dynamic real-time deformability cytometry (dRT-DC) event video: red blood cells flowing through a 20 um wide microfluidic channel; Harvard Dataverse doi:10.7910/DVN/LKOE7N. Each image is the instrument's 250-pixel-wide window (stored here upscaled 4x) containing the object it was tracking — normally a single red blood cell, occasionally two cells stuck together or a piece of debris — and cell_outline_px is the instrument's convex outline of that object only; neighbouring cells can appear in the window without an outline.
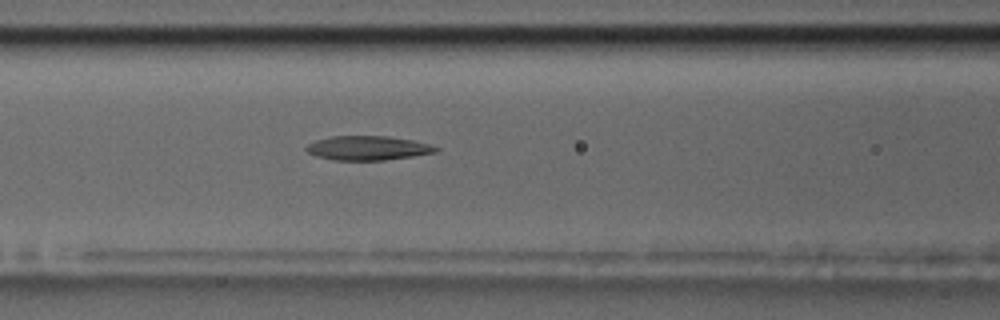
{"species": "common noctule bat (a hibernating species)", "species_latin": "Nyctalus noctula", "temperature_condition": "room temperature", "stored_images_in_passage": 47, "camera_frame_rate_fps": 3000, "um_per_image_px": 0.085, "animal": {"sex": "male", "body_mass_g": 17.5, "forearm_length_mm": 52.3}, "frame": {"image": 1, "passage_image": 14, "time_ms": 4.333, "image_size_px": [1000, 320], "cell_outline_px": [[440, 148], [436, 152], [412, 156], [384, 160], [332, 160], [316, 156], [308, 152], [304, 148], [308, 144], [316, 140], [332, 136], [388, 136], [412, 140], [428, 144]], "centroid_in_image_um": [31.23, 12.58], "position_along_channel_um": 135.4, "area_um2": 18.21}}
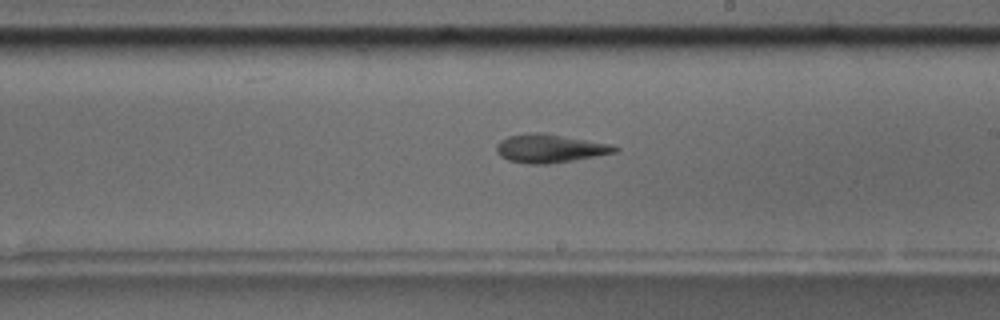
{"frame": {"image": 2, "passage_image": 23, "time_ms": 7.333, "image_size_px": [1000, 320], "cell_outline_px": [[620, 148], [616, 152], [572, 160], [548, 164], [528, 164], [508, 160], [500, 156], [496, 152], [496, 144], [500, 140], [508, 136], [536, 132], [544, 132], [608, 144]], "centroid_in_image_um": [46.67, 12.61], "position_along_channel_um": 242.3, "area_um2": 19.42}}
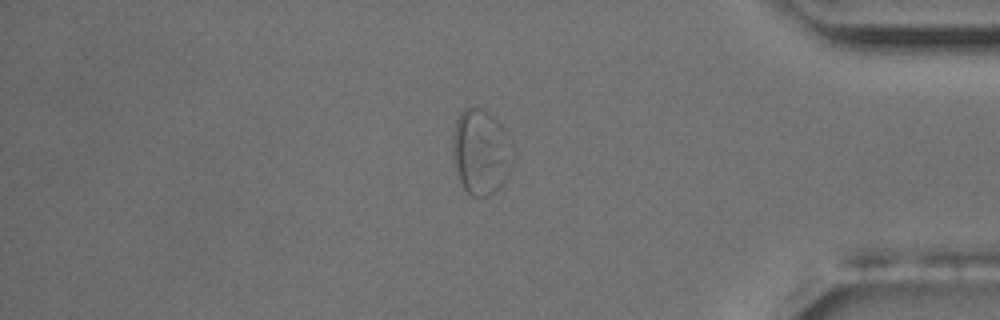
{"frame": {"image": 3, "passage_image": 38, "time_ms": 12.333, "image_size_px": [1000, 320], "cell_outline_px": [[516, 152], [512, 164], [500, 184], [488, 196], [472, 196], [464, 188], [460, 180], [452, 156], [452, 136], [456, 120], [460, 112], [464, 108], [472, 104], [488, 112], [508, 132]], "centroid_in_image_um": [40.88, 12.84], "position_along_channel_um": 394.3, "area_um2": 30.23}, "authors_computed_cell_mechanics": {"area_um2": 19.8254, "velocity_mm_per_s": 3.5776, "shape_relaxation_time_tau1_ms": null, "shape_relaxation_time_tau2_ms": 3.4569, "deformation_change_tau1": null, "deformation_change_tau2": 0.1068}}